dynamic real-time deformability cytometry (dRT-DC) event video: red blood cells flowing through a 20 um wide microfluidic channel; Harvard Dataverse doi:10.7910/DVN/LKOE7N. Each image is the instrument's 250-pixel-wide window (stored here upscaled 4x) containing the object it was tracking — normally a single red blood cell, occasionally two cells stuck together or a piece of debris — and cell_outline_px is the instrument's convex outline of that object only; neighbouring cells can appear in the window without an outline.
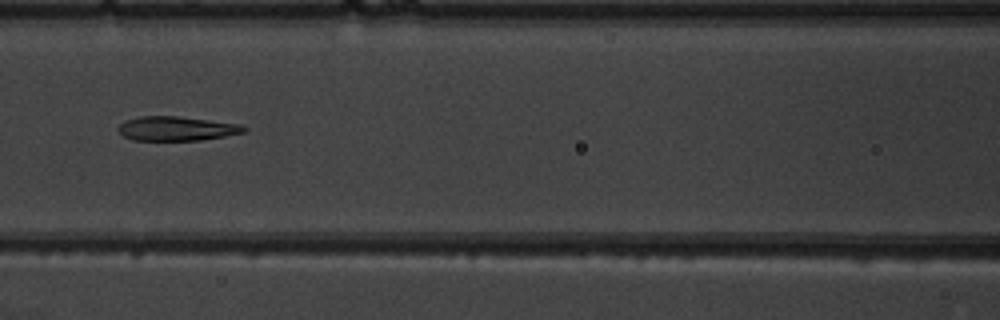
{"species": "common noctule bat (a hibernating species)", "species_latin": "Nyctalus noctula", "temperature_condition": "warm", "stored_images_in_passage": 7, "camera_frame_rate_fps": 3000, "um_per_image_px": 0.085, "animal": {"sex": "male", "body_mass_g": 19.5, "forearm_length_mm": 54.6}, "frame": {"image": 1, "passage_image": 7, "time_ms": 7.0, "image_size_px": [1000, 320], "cell_outline_px": [[248, 128], [244, 132], [224, 136], [200, 140], [132, 140], [124, 136], [116, 128], [124, 120], [140, 116], [176, 116], [240, 124]], "centroid_in_image_um": [14.97, 10.92], "position_along_channel_um": 151.6, "area_um2": 17.69}}